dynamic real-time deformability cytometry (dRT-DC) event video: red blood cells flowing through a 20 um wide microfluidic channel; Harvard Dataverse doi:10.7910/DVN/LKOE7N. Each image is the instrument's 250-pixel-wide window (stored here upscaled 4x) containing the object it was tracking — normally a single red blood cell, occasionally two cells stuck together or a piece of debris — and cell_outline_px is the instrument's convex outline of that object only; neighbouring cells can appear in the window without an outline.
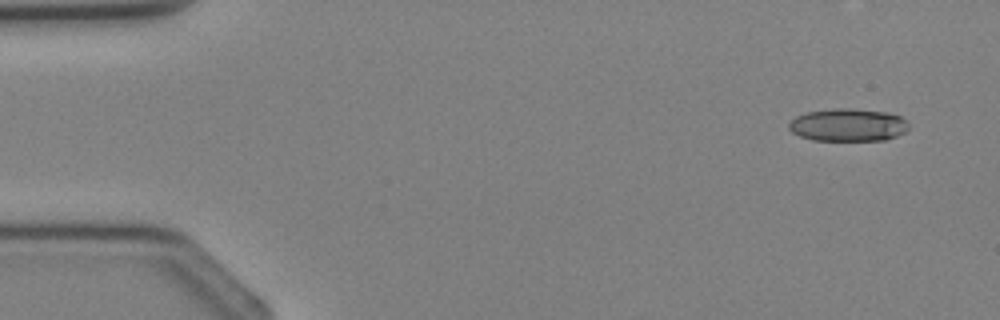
{"species": "Egyptian fruit bat (a non-hibernating species)", "species_latin": "Rousettus aegyptiacus", "temperature_condition": "cold", "stored_images_in_passage": 4, "segment_of_instrument_passage": [1, 2], "camera_frame_rate_fps": 3000, "um_per_image_px": 0.085, "animal": {"sex": "female"}, "frame": {"image": 1, "passage_image": 1, "time_ms": 0.0, "image_size_px": [1000, 320], "cell_outline_px": [[908, 128], [904, 132], [896, 136], [884, 140], [812, 140], [800, 136], [792, 132], [788, 128], [788, 124], [796, 116], [808, 112], [832, 108], [852, 108], [888, 112], [900, 116], [908, 124]], "centroid_in_image_um": [72.07, 10.61], "position_along_channel_um": 12.9, "area_um2": 22.83}}